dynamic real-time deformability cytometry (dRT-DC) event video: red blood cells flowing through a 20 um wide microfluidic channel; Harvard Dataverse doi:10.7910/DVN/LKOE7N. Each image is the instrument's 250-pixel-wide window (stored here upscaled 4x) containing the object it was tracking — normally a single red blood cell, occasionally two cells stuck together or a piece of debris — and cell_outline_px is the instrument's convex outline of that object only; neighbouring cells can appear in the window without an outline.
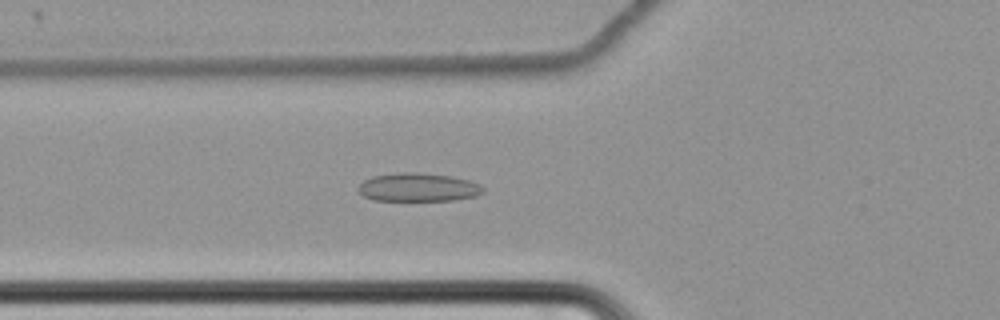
{"species": "common noctule bat (a hibernating species)", "species_latin": "Nyctalus noctula", "temperature_condition": "cold", "stored_images_in_passage": 59, "camera_frame_rate_fps": 3000, "um_per_image_px": 0.085, "animal": {"sex": "female", "body_mass_g": 22.7, "forearm_length_mm": 54.2}, "frame": {"image": 1, "passage_image": 22, "time_ms": 7.0, "image_size_px": [1000, 320], "cell_outline_px": [[484, 192], [476, 196], [456, 200], [372, 200], [364, 196], [356, 188], [364, 180], [372, 176], [400, 172], [420, 172], [452, 176], [468, 180], [480, 184], [484, 188]], "centroid_in_image_um": [35.55, 15.91], "position_along_channel_um": 90.2, "area_um2": 20.81}}
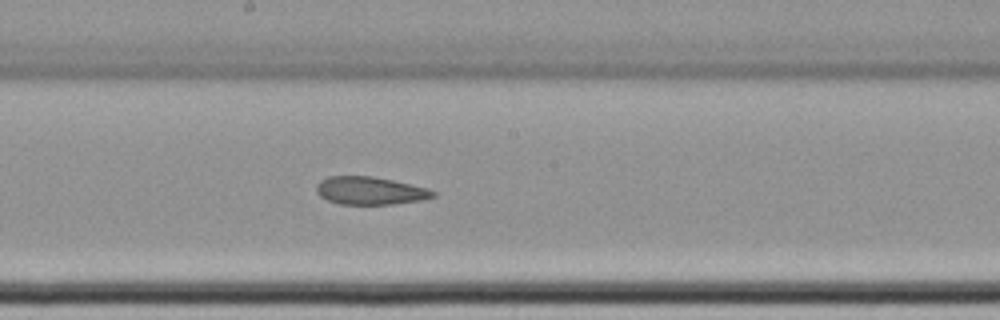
{"frame": {"image": 2, "passage_image": 33, "time_ms": 10.667, "image_size_px": [1000, 320], "cell_outline_px": [[436, 196], [420, 200], [392, 204], [340, 204], [328, 200], [320, 196], [316, 192], [316, 184], [320, 180], [328, 176], [372, 176], [392, 180], [428, 188], [436, 192]], "centroid_in_image_um": [31.43, 16.2], "position_along_channel_um": 216.8, "area_um2": 18.9}}
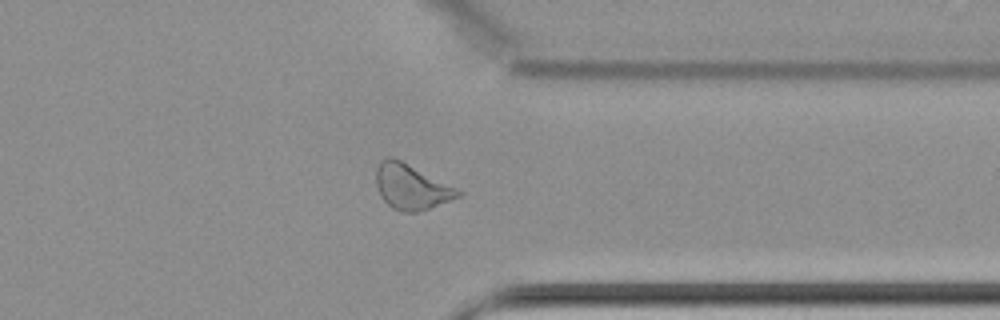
{"frame": {"image": 3, "passage_image": 47, "time_ms": 15.333, "image_size_px": [1000, 320], "cell_outline_px": [[464, 192], [460, 196], [428, 208], [416, 212], [400, 212], [392, 208], [380, 196], [376, 184], [376, 168], [380, 160], [388, 156], [392, 156]], "centroid_in_image_um": [34.91, 15.88], "position_along_channel_um": 376.5, "area_um2": 21.27}, "authors_computed_cell_mechanics": {"area_um2": 21.4438, "velocity_mm_per_s": 3.4586, "shape_relaxation_time_tau1_ms": null, "shape_relaxation_time_tau2_ms": 5.8414, "deformation_change_tau1": null, "deformation_change_tau2": 0.1161}}